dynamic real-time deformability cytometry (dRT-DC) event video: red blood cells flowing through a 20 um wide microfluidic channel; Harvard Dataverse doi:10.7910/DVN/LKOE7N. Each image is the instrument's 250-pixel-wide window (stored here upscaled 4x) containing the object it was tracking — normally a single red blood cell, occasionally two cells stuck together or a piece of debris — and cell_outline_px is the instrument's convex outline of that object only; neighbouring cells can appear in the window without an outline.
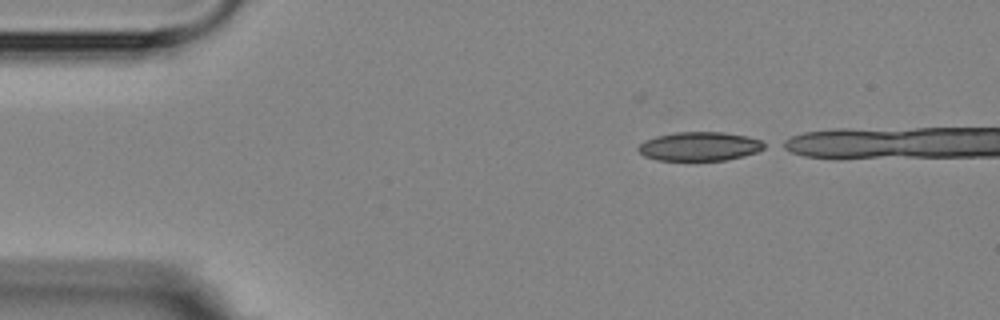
{"species": "Egyptian fruit bat (a non-hibernating species)", "species_latin": "Rousettus aegyptiacus", "temperature_condition": "room temperature", "stored_images_in_passage": 5, "camera_frame_rate_fps": 3000, "um_per_image_px": 0.085, "animal": {"sex": "female"}, "frame": {"image": 1, "passage_image": 2, "time_ms": 1.0, "image_size_px": [1000, 320], "cell_outline_px": [[768, 144], [764, 148], [756, 152], [744, 156], [728, 160], [656, 160], [644, 156], [636, 148], [644, 140], [656, 136], [676, 132], [724, 132], [744, 136], [760, 140]], "centroid_in_image_um": [59.45, 12.44], "position_along_channel_um": 25.5, "area_um2": 21.27}}